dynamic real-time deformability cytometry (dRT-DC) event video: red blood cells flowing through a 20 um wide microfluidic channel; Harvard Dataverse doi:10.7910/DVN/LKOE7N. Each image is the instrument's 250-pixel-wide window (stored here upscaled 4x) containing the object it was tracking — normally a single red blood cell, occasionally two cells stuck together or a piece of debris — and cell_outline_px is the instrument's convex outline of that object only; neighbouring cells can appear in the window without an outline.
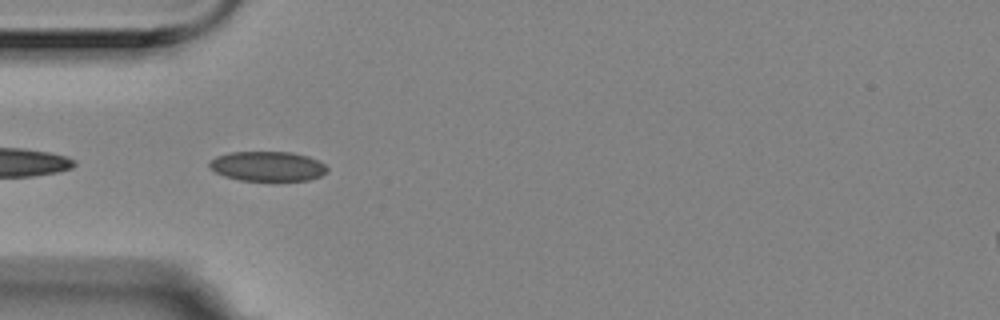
{"species": "Egyptian fruit bat (a non-hibernating species)", "species_latin": "Rousettus aegyptiacus", "temperature_condition": "room temperature", "stored_images_in_passage": 5, "camera_frame_rate_fps": 3000, "um_per_image_px": 0.085, "animal": {"sex": "female"}, "frame": {"image": 1, "passage_image": 4, "time_ms": 1.0, "image_size_px": [1000, 320], "cell_outline_px": [[328, 172], [320, 176], [308, 180], [240, 180], [224, 176], [216, 172], [208, 164], [208, 160], [216, 156], [232, 152], [292, 152], [308, 156], [324, 164], [328, 168]], "centroid_in_image_um": [22.74, 14.12], "position_along_channel_um": 62.3, "area_um2": 20.35}}
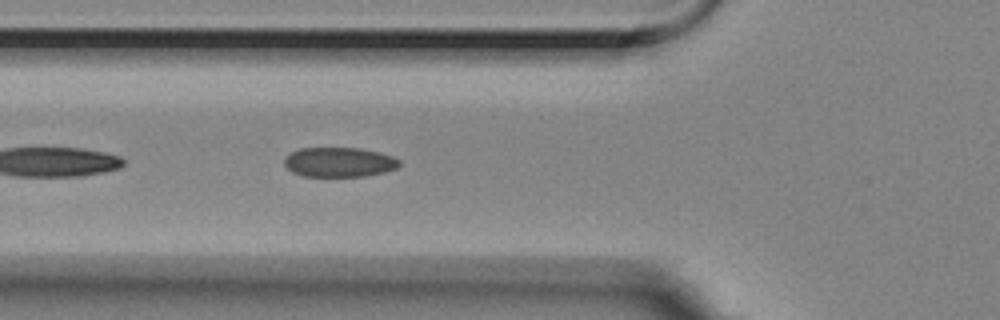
{"frame": {"image": 2, "passage_image": 5, "time_ms": 1.333, "image_size_px": [1000, 320], "cell_outline_px": [[400, 164], [396, 168], [384, 172], [364, 176], [304, 176], [292, 172], [284, 164], [284, 160], [292, 152], [300, 148], [360, 148], [380, 152], [392, 156], [400, 160]], "centroid_in_image_um": [28.85, 13.78], "position_along_channel_um": 97.0, "area_um2": 19.77}}